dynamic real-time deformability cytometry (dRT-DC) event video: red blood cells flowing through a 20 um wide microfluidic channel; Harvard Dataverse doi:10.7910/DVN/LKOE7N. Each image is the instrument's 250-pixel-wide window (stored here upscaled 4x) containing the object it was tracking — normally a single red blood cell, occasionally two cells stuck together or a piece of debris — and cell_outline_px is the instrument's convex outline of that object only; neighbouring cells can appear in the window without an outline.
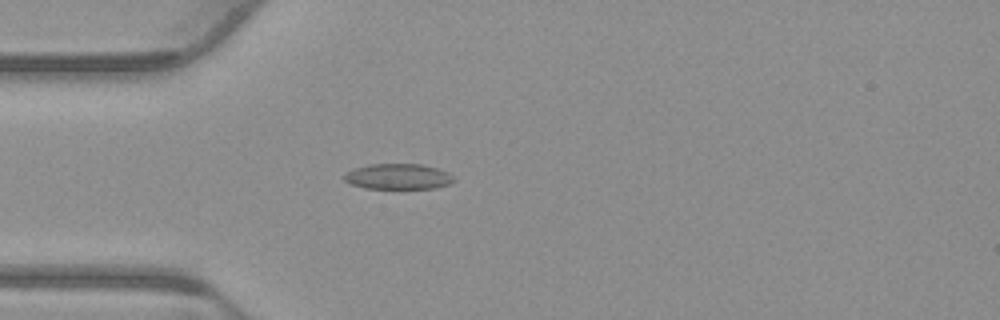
{"species": "common noctule bat (a hibernating species)", "species_latin": "Nyctalus noctula", "temperature_condition": "warm", "stored_images_in_passage": 39, "camera_frame_rate_fps": 3000, "um_per_image_px": 0.085, "animal": {"sex": "male", "body_mass_g": 23.1, "forearm_length_mm": 52.7}, "frame": {"image": 1, "passage_image": 1, "time_ms": 0.0, "image_size_px": [1000, 320], "cell_outline_px": [[456, 180], [448, 184], [432, 188], [364, 188], [352, 184], [344, 180], [344, 176], [348, 172], [356, 168], [368, 164], [420, 164], [436, 168], [448, 172]], "centroid_in_image_um": [33.85, 15.0], "position_along_channel_um": 51.2, "area_um2": 16.07}}
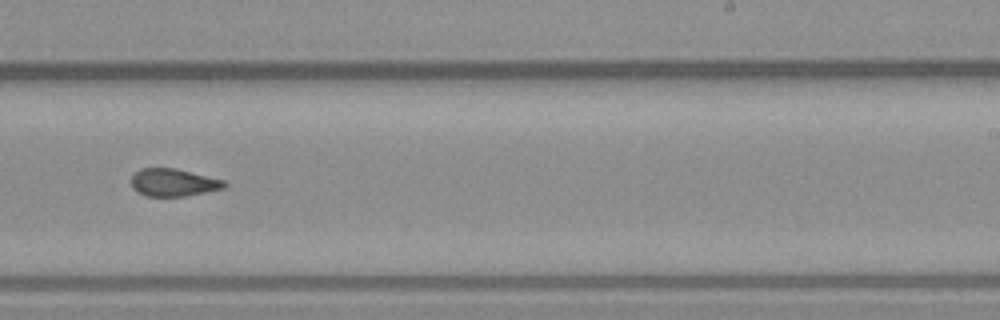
{"frame": {"image": 2, "passage_image": 19, "time_ms": 6.0, "image_size_px": [1000, 320], "cell_outline_px": [[228, 184], [224, 188], [184, 196], [144, 196], [132, 188], [132, 176], [140, 168], [176, 168], [224, 180]], "centroid_in_image_um": [14.73, 15.51], "position_along_channel_um": 274.3, "area_um2": 14.91}}
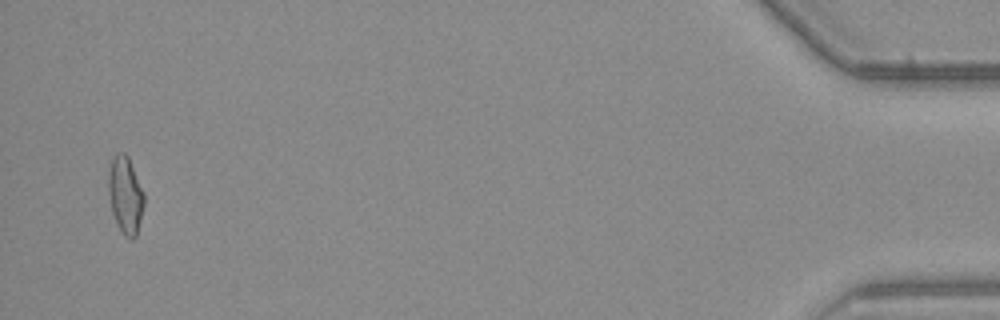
{"frame": {"image": 3, "passage_image": 38, "time_ms": 12.333, "image_size_px": [1000, 320], "cell_outline_px": [[144, 204], [136, 236], [132, 240], [124, 236], [112, 212], [108, 192], [108, 172], [112, 160], [116, 152], [124, 152], [128, 156], [144, 192]], "centroid_in_image_um": [10.66, 16.56], "position_along_channel_um": 424.5, "area_um2": 15.95}, "authors_computed_cell_mechanics": {"area_um2": 15.6638, "velocity_mm_per_s": 3.8507, "shape_relaxation_time_tau1_ms": null, "shape_relaxation_time_tau2_ms": 2.6407, "deformation_change_tau1": null, "deformation_change_tau2": 0.0844}}